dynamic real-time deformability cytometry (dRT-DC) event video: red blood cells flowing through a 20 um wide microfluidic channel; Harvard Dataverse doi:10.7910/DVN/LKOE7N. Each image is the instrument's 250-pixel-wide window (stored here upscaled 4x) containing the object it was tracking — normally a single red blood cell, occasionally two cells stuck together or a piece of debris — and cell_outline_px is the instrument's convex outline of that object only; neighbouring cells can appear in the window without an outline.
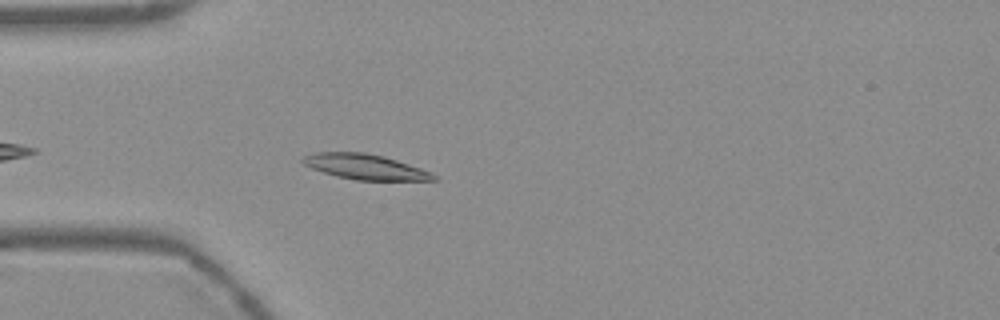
{"species": "Egyptian fruit bat (a non-hibernating species)", "species_latin": "Rousettus aegyptiacus", "temperature_condition": "warm", "stored_images_in_passage": 34, "camera_frame_rate_fps": 3000, "um_per_image_px": 0.085, "frame": {"image": 1, "passage_image": 1, "time_ms": 0.0, "image_size_px": [1000, 320], "cell_outline_px": [[440, 180], [356, 180], [336, 176], [312, 168], [304, 164], [300, 160], [304, 156], [312, 152], [364, 152], [384, 156], [432, 172]], "centroid_in_image_um": [31.03, 14.17], "position_along_channel_um": 54.0, "area_um2": 19.19}}
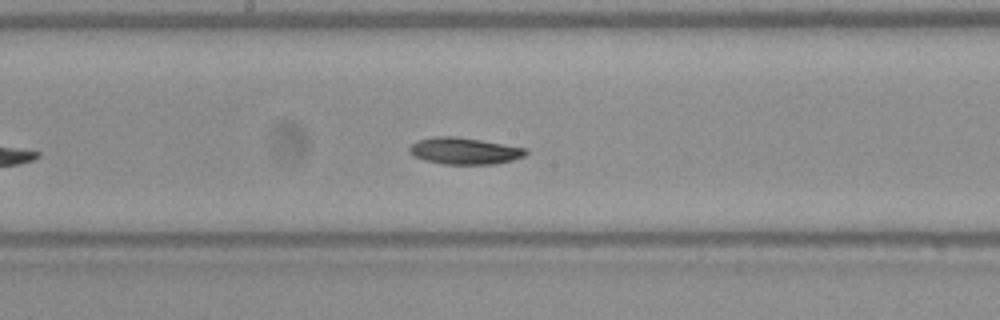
{"frame": {"image": 2, "passage_image": 14, "time_ms": 4.333, "image_size_px": [1000, 320], "cell_outline_px": [[528, 152], [524, 156], [512, 160], [496, 164], [444, 164], [424, 160], [412, 156], [408, 152], [408, 148], [412, 144], [420, 140], [436, 136], [456, 136], [528, 148]], "centroid_in_image_um": [39.47, 12.83], "position_along_channel_um": 208.7, "area_um2": 18.15}}
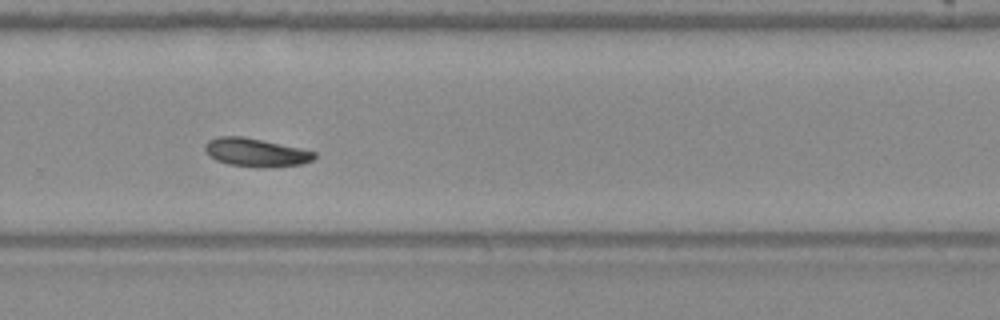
{"frame": {"image": 3, "passage_image": 22, "time_ms": 7.0, "image_size_px": [1000, 320], "cell_outline_px": [[316, 156], [312, 160], [300, 164], [260, 168], [228, 164], [216, 160], [204, 148], [204, 144], [208, 140], [216, 136], [244, 136], [300, 148], [316, 152]], "centroid_in_image_um": [21.73, 12.95], "position_along_channel_um": 308.1, "area_um2": 17.98}, "authors_computed_cell_mechanics": {"area_um2": 18.5827, "velocity_mm_per_s": 3.7284, "shape_relaxation_time_tau1_ms": 6.123, "shape_relaxation_time_tau2_ms": null, "deformation_change_tau1": 0.112, "deformation_change_tau2": null}}